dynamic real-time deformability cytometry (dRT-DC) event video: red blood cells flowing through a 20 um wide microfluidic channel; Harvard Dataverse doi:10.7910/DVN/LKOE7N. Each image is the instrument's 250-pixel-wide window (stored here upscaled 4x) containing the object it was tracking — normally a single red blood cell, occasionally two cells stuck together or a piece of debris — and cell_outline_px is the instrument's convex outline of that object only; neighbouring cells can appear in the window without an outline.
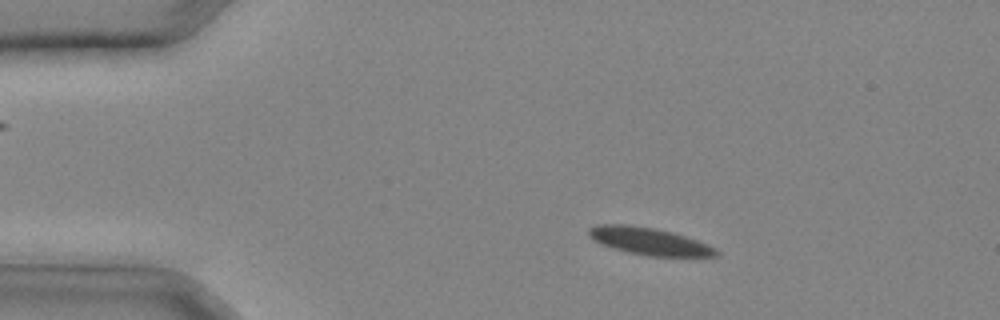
{"species": "common noctule bat (a hibernating species)", "species_latin": "Nyctalus noctula", "temperature_condition": "cold", "stored_images_in_passage": 29, "camera_frame_rate_fps": 3000, "um_per_image_px": 0.085, "animal": {"sex": "male", "body_mass_g": 20.4}, "frame": {"image": 1, "passage_image": 3, "time_ms": 0.667, "image_size_px": [1000, 320], "cell_outline_px": [[720, 256], [648, 256], [628, 252], [600, 244], [588, 236], [588, 228], [596, 224], [624, 224], [652, 228], [672, 232], [696, 240], [716, 248], [720, 252]], "centroid_in_image_um": [55.15, 20.5], "position_along_channel_um": 29.8, "area_um2": 20.11}}
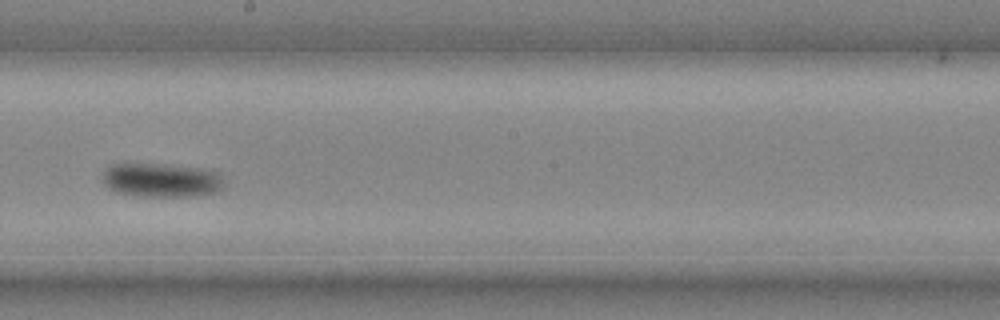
{"frame": {"image": 2, "passage_image": 16, "time_ms": 5.0, "image_size_px": [1000, 320], "cell_outline_px": [[224, 188], [216, 192], [196, 196], [136, 196], [116, 192], [108, 188], [100, 180], [100, 176], [104, 168], [108, 164], [164, 164], [200, 168], [220, 172], [224, 184]], "centroid_in_image_um": [13.67, 15.31], "position_along_channel_um": 234.5, "area_um2": 24.62}}
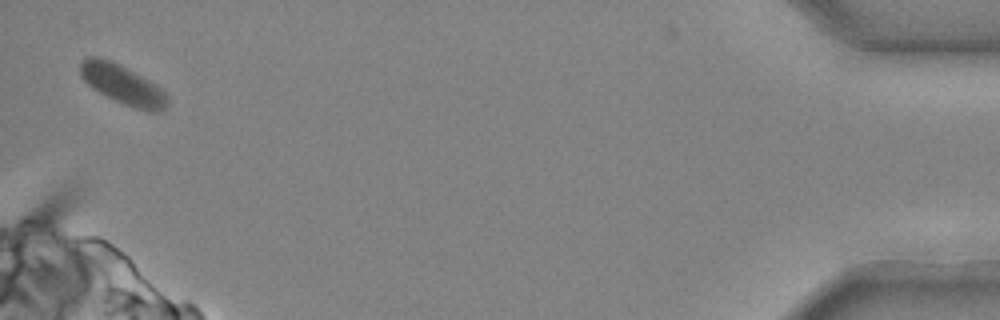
{"frame": {"image": 3, "passage_image": 29, "time_ms": 9.333, "image_size_px": [1000, 320], "cell_outline_px": [[168, 104], [160, 112], [148, 112], [124, 104], [92, 88], [80, 76], [80, 64], [88, 56], [96, 56], [108, 60], [148, 80], [160, 88], [168, 96]], "centroid_in_image_um": [10.43, 7.21], "position_along_channel_um": 424.8, "area_um2": 19.42}}